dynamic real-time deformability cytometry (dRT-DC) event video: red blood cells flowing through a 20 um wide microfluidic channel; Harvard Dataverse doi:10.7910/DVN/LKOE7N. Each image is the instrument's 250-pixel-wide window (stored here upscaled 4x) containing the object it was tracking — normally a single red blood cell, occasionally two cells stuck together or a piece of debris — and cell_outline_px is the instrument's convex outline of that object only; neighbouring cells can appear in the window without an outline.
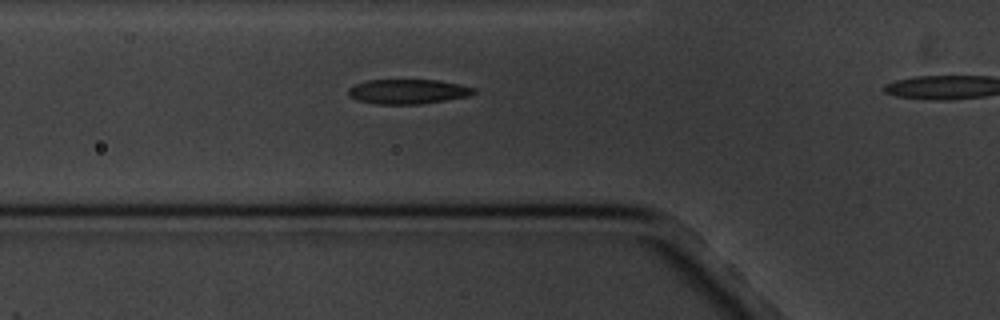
{"species": "common noctule bat (a hibernating species)", "species_latin": "Nyctalus noctula", "temperature_condition": "cold", "stored_images_in_passage": 4, "camera_frame_rate_fps": 3000, "um_per_image_px": 0.085, "animal": {"sex": "male", "body_mass_g": 20.1, "forearm_length_mm": 53.5}, "frame": {"image": 1, "passage_image": 3, "time_ms": 2.333, "image_size_px": [1000, 320], "cell_outline_px": [[476, 92], [468, 96], [420, 104], [376, 104], [356, 100], [348, 96], [348, 88], [356, 84], [368, 80], [440, 80], [460, 84], [476, 88]], "centroid_in_image_um": [34.66, 7.78], "position_along_channel_um": 91.1, "area_um2": 18.09}}